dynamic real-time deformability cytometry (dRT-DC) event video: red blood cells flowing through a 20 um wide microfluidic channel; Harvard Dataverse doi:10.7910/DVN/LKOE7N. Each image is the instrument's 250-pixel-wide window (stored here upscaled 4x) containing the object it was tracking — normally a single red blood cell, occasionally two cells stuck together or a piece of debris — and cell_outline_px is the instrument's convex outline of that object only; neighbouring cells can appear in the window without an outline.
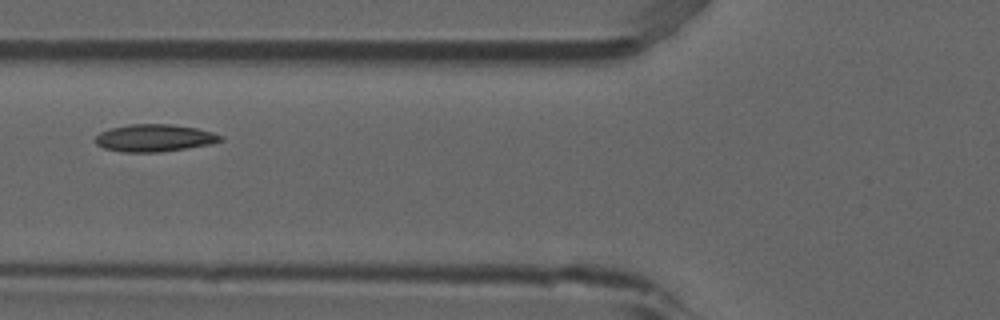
{"species": "common noctule bat (a hibernating species)", "species_latin": "Nyctalus noctula", "temperature_condition": "room temperature", "stored_images_in_passage": 3, "camera_frame_rate_fps": 3000, "um_per_image_px": 0.085, "animal": {"sex": "male", "forearm_length_mm": 52.5}, "frame": {"image": 1, "passage_image": 3, "time_ms": 0.667, "image_size_px": [1000, 320], "cell_outline_px": [[224, 140], [212, 144], [160, 152], [124, 152], [104, 148], [96, 144], [96, 136], [100, 132], [112, 128], [128, 124], [172, 124], [196, 128], [212, 132], [224, 136]], "centroid_in_image_um": [13.16, 11.72], "position_along_channel_um": 112.6, "area_um2": 19.94}}